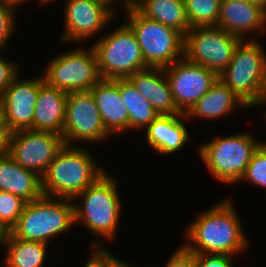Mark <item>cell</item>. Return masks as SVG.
Here are the masks:
<instances>
[{
  "instance_id": "cell-1",
  "label": "cell",
  "mask_w": 266,
  "mask_h": 267,
  "mask_svg": "<svg viewBox=\"0 0 266 267\" xmlns=\"http://www.w3.org/2000/svg\"><path fill=\"white\" fill-rule=\"evenodd\" d=\"M221 202L189 224L186 233L190 243L183 244L188 251L235 255L247 248L248 238L232 202L228 199Z\"/></svg>"
},
{
  "instance_id": "cell-2",
  "label": "cell",
  "mask_w": 266,
  "mask_h": 267,
  "mask_svg": "<svg viewBox=\"0 0 266 267\" xmlns=\"http://www.w3.org/2000/svg\"><path fill=\"white\" fill-rule=\"evenodd\" d=\"M85 148L64 145L42 177L43 195L74 199L105 172Z\"/></svg>"
},
{
  "instance_id": "cell-3",
  "label": "cell",
  "mask_w": 266,
  "mask_h": 267,
  "mask_svg": "<svg viewBox=\"0 0 266 267\" xmlns=\"http://www.w3.org/2000/svg\"><path fill=\"white\" fill-rule=\"evenodd\" d=\"M74 224L72 199L42 195L26 203L10 234L22 241L48 244L50 238L68 231Z\"/></svg>"
},
{
  "instance_id": "cell-4",
  "label": "cell",
  "mask_w": 266,
  "mask_h": 267,
  "mask_svg": "<svg viewBox=\"0 0 266 267\" xmlns=\"http://www.w3.org/2000/svg\"><path fill=\"white\" fill-rule=\"evenodd\" d=\"M258 39L241 40L229 65L218 75L248 106H258L266 92V54Z\"/></svg>"
},
{
  "instance_id": "cell-5",
  "label": "cell",
  "mask_w": 266,
  "mask_h": 267,
  "mask_svg": "<svg viewBox=\"0 0 266 267\" xmlns=\"http://www.w3.org/2000/svg\"><path fill=\"white\" fill-rule=\"evenodd\" d=\"M116 184L105 172L73 199H82V206L74 203L75 224L84 223L93 235L109 241L114 240L120 219L121 199Z\"/></svg>"
},
{
  "instance_id": "cell-6",
  "label": "cell",
  "mask_w": 266,
  "mask_h": 267,
  "mask_svg": "<svg viewBox=\"0 0 266 267\" xmlns=\"http://www.w3.org/2000/svg\"><path fill=\"white\" fill-rule=\"evenodd\" d=\"M263 142L248 133L220 137L201 145L199 155L216 180L225 184L241 182L249 162Z\"/></svg>"
},
{
  "instance_id": "cell-7",
  "label": "cell",
  "mask_w": 266,
  "mask_h": 267,
  "mask_svg": "<svg viewBox=\"0 0 266 267\" xmlns=\"http://www.w3.org/2000/svg\"><path fill=\"white\" fill-rule=\"evenodd\" d=\"M110 33V34H109ZM91 44L98 63L101 79H124L149 68L142 56L137 38L124 22L119 27Z\"/></svg>"
},
{
  "instance_id": "cell-8",
  "label": "cell",
  "mask_w": 266,
  "mask_h": 267,
  "mask_svg": "<svg viewBox=\"0 0 266 267\" xmlns=\"http://www.w3.org/2000/svg\"><path fill=\"white\" fill-rule=\"evenodd\" d=\"M128 21L149 67H167L183 58L184 36L177 30L144 17L134 7L125 8Z\"/></svg>"
},
{
  "instance_id": "cell-9",
  "label": "cell",
  "mask_w": 266,
  "mask_h": 267,
  "mask_svg": "<svg viewBox=\"0 0 266 267\" xmlns=\"http://www.w3.org/2000/svg\"><path fill=\"white\" fill-rule=\"evenodd\" d=\"M86 48L52 58L43 74L45 82L67 93L90 91L101 77L93 47Z\"/></svg>"
},
{
  "instance_id": "cell-10",
  "label": "cell",
  "mask_w": 266,
  "mask_h": 267,
  "mask_svg": "<svg viewBox=\"0 0 266 267\" xmlns=\"http://www.w3.org/2000/svg\"><path fill=\"white\" fill-rule=\"evenodd\" d=\"M241 41L217 26L194 27L184 36L183 57L219 75Z\"/></svg>"
},
{
  "instance_id": "cell-11",
  "label": "cell",
  "mask_w": 266,
  "mask_h": 267,
  "mask_svg": "<svg viewBox=\"0 0 266 267\" xmlns=\"http://www.w3.org/2000/svg\"><path fill=\"white\" fill-rule=\"evenodd\" d=\"M111 135L104 127L99 109L90 91L70 92L67 96L66 119L62 137L65 145L72 142H99Z\"/></svg>"
},
{
  "instance_id": "cell-12",
  "label": "cell",
  "mask_w": 266,
  "mask_h": 267,
  "mask_svg": "<svg viewBox=\"0 0 266 267\" xmlns=\"http://www.w3.org/2000/svg\"><path fill=\"white\" fill-rule=\"evenodd\" d=\"M65 145L62 135L25 129L12 132L9 155L23 168L41 178Z\"/></svg>"
},
{
  "instance_id": "cell-13",
  "label": "cell",
  "mask_w": 266,
  "mask_h": 267,
  "mask_svg": "<svg viewBox=\"0 0 266 267\" xmlns=\"http://www.w3.org/2000/svg\"><path fill=\"white\" fill-rule=\"evenodd\" d=\"M177 109L186 114L210 90L218 75L184 57L164 67Z\"/></svg>"
},
{
  "instance_id": "cell-14",
  "label": "cell",
  "mask_w": 266,
  "mask_h": 267,
  "mask_svg": "<svg viewBox=\"0 0 266 267\" xmlns=\"http://www.w3.org/2000/svg\"><path fill=\"white\" fill-rule=\"evenodd\" d=\"M61 40L84 41L104 30L114 18V10L98 0H67Z\"/></svg>"
},
{
  "instance_id": "cell-15",
  "label": "cell",
  "mask_w": 266,
  "mask_h": 267,
  "mask_svg": "<svg viewBox=\"0 0 266 267\" xmlns=\"http://www.w3.org/2000/svg\"><path fill=\"white\" fill-rule=\"evenodd\" d=\"M40 77L19 80L17 76L0 96L12 132L32 129Z\"/></svg>"
},
{
  "instance_id": "cell-16",
  "label": "cell",
  "mask_w": 266,
  "mask_h": 267,
  "mask_svg": "<svg viewBox=\"0 0 266 267\" xmlns=\"http://www.w3.org/2000/svg\"><path fill=\"white\" fill-rule=\"evenodd\" d=\"M217 27L245 40L246 34L264 30L266 13L248 0H221Z\"/></svg>"
},
{
  "instance_id": "cell-17",
  "label": "cell",
  "mask_w": 266,
  "mask_h": 267,
  "mask_svg": "<svg viewBox=\"0 0 266 267\" xmlns=\"http://www.w3.org/2000/svg\"><path fill=\"white\" fill-rule=\"evenodd\" d=\"M105 129L110 133L129 130V116L120 95V79H100L90 90Z\"/></svg>"
},
{
  "instance_id": "cell-18",
  "label": "cell",
  "mask_w": 266,
  "mask_h": 267,
  "mask_svg": "<svg viewBox=\"0 0 266 267\" xmlns=\"http://www.w3.org/2000/svg\"><path fill=\"white\" fill-rule=\"evenodd\" d=\"M127 79L158 113L181 114L173 100L164 68L149 67L133 73Z\"/></svg>"
},
{
  "instance_id": "cell-19",
  "label": "cell",
  "mask_w": 266,
  "mask_h": 267,
  "mask_svg": "<svg viewBox=\"0 0 266 267\" xmlns=\"http://www.w3.org/2000/svg\"><path fill=\"white\" fill-rule=\"evenodd\" d=\"M68 93L49 86L40 75V90L34 108L33 130L62 135Z\"/></svg>"
},
{
  "instance_id": "cell-20",
  "label": "cell",
  "mask_w": 266,
  "mask_h": 267,
  "mask_svg": "<svg viewBox=\"0 0 266 267\" xmlns=\"http://www.w3.org/2000/svg\"><path fill=\"white\" fill-rule=\"evenodd\" d=\"M183 119H188L184 113L160 114L146 127L147 143L159 153L172 154L179 151L190 139L187 128L181 121Z\"/></svg>"
},
{
  "instance_id": "cell-21",
  "label": "cell",
  "mask_w": 266,
  "mask_h": 267,
  "mask_svg": "<svg viewBox=\"0 0 266 267\" xmlns=\"http://www.w3.org/2000/svg\"><path fill=\"white\" fill-rule=\"evenodd\" d=\"M0 191L9 192L28 203L43 195L42 178L20 166L8 154L0 157Z\"/></svg>"
},
{
  "instance_id": "cell-22",
  "label": "cell",
  "mask_w": 266,
  "mask_h": 267,
  "mask_svg": "<svg viewBox=\"0 0 266 267\" xmlns=\"http://www.w3.org/2000/svg\"><path fill=\"white\" fill-rule=\"evenodd\" d=\"M248 107L227 85L219 78L186 113L187 118L199 117L218 119L232 112L236 107Z\"/></svg>"
},
{
  "instance_id": "cell-23",
  "label": "cell",
  "mask_w": 266,
  "mask_h": 267,
  "mask_svg": "<svg viewBox=\"0 0 266 267\" xmlns=\"http://www.w3.org/2000/svg\"><path fill=\"white\" fill-rule=\"evenodd\" d=\"M134 8L144 17L171 27L183 36L191 29L184 0H140Z\"/></svg>"
},
{
  "instance_id": "cell-24",
  "label": "cell",
  "mask_w": 266,
  "mask_h": 267,
  "mask_svg": "<svg viewBox=\"0 0 266 267\" xmlns=\"http://www.w3.org/2000/svg\"><path fill=\"white\" fill-rule=\"evenodd\" d=\"M47 245L42 242L22 241L10 234L3 243L8 249L4 264L6 267H41Z\"/></svg>"
},
{
  "instance_id": "cell-25",
  "label": "cell",
  "mask_w": 266,
  "mask_h": 267,
  "mask_svg": "<svg viewBox=\"0 0 266 267\" xmlns=\"http://www.w3.org/2000/svg\"><path fill=\"white\" fill-rule=\"evenodd\" d=\"M120 95L127 108L129 131L146 128L160 115L127 78L120 79Z\"/></svg>"
},
{
  "instance_id": "cell-26",
  "label": "cell",
  "mask_w": 266,
  "mask_h": 267,
  "mask_svg": "<svg viewBox=\"0 0 266 267\" xmlns=\"http://www.w3.org/2000/svg\"><path fill=\"white\" fill-rule=\"evenodd\" d=\"M191 28L217 26L221 0H184Z\"/></svg>"
},
{
  "instance_id": "cell-27",
  "label": "cell",
  "mask_w": 266,
  "mask_h": 267,
  "mask_svg": "<svg viewBox=\"0 0 266 267\" xmlns=\"http://www.w3.org/2000/svg\"><path fill=\"white\" fill-rule=\"evenodd\" d=\"M26 203L16 195L0 191V219L10 231L16 225Z\"/></svg>"
},
{
  "instance_id": "cell-28",
  "label": "cell",
  "mask_w": 266,
  "mask_h": 267,
  "mask_svg": "<svg viewBox=\"0 0 266 267\" xmlns=\"http://www.w3.org/2000/svg\"><path fill=\"white\" fill-rule=\"evenodd\" d=\"M241 180L266 188V145L262 143L254 152Z\"/></svg>"
},
{
  "instance_id": "cell-29",
  "label": "cell",
  "mask_w": 266,
  "mask_h": 267,
  "mask_svg": "<svg viewBox=\"0 0 266 267\" xmlns=\"http://www.w3.org/2000/svg\"><path fill=\"white\" fill-rule=\"evenodd\" d=\"M18 12L16 7L13 5L3 3L0 1V49H6V45L8 41L11 39L10 36L13 34L12 32L15 30L14 21L16 18L14 17ZM15 22V23H14Z\"/></svg>"
},
{
  "instance_id": "cell-30",
  "label": "cell",
  "mask_w": 266,
  "mask_h": 267,
  "mask_svg": "<svg viewBox=\"0 0 266 267\" xmlns=\"http://www.w3.org/2000/svg\"><path fill=\"white\" fill-rule=\"evenodd\" d=\"M195 262L196 267H233L232 255L195 253Z\"/></svg>"
},
{
  "instance_id": "cell-31",
  "label": "cell",
  "mask_w": 266,
  "mask_h": 267,
  "mask_svg": "<svg viewBox=\"0 0 266 267\" xmlns=\"http://www.w3.org/2000/svg\"><path fill=\"white\" fill-rule=\"evenodd\" d=\"M101 241L99 238L97 242H93L95 243L93 245L95 250L92 251L85 267H111V253L105 247H102Z\"/></svg>"
},
{
  "instance_id": "cell-32",
  "label": "cell",
  "mask_w": 266,
  "mask_h": 267,
  "mask_svg": "<svg viewBox=\"0 0 266 267\" xmlns=\"http://www.w3.org/2000/svg\"><path fill=\"white\" fill-rule=\"evenodd\" d=\"M18 74L17 65L0 56V96Z\"/></svg>"
},
{
  "instance_id": "cell-33",
  "label": "cell",
  "mask_w": 266,
  "mask_h": 267,
  "mask_svg": "<svg viewBox=\"0 0 266 267\" xmlns=\"http://www.w3.org/2000/svg\"><path fill=\"white\" fill-rule=\"evenodd\" d=\"M166 267H196L195 253L182 245L170 257Z\"/></svg>"
},
{
  "instance_id": "cell-34",
  "label": "cell",
  "mask_w": 266,
  "mask_h": 267,
  "mask_svg": "<svg viewBox=\"0 0 266 267\" xmlns=\"http://www.w3.org/2000/svg\"><path fill=\"white\" fill-rule=\"evenodd\" d=\"M11 135L10 128H0V157L9 154Z\"/></svg>"
},
{
  "instance_id": "cell-35",
  "label": "cell",
  "mask_w": 266,
  "mask_h": 267,
  "mask_svg": "<svg viewBox=\"0 0 266 267\" xmlns=\"http://www.w3.org/2000/svg\"><path fill=\"white\" fill-rule=\"evenodd\" d=\"M10 235V230L5 226V224L0 219V245H3L6 238Z\"/></svg>"
},
{
  "instance_id": "cell-36",
  "label": "cell",
  "mask_w": 266,
  "mask_h": 267,
  "mask_svg": "<svg viewBox=\"0 0 266 267\" xmlns=\"http://www.w3.org/2000/svg\"><path fill=\"white\" fill-rule=\"evenodd\" d=\"M0 128H9L3 103L0 99Z\"/></svg>"
},
{
  "instance_id": "cell-37",
  "label": "cell",
  "mask_w": 266,
  "mask_h": 267,
  "mask_svg": "<svg viewBox=\"0 0 266 267\" xmlns=\"http://www.w3.org/2000/svg\"><path fill=\"white\" fill-rule=\"evenodd\" d=\"M111 267H132V265H129V263L127 262H124V260H119L111 254Z\"/></svg>"
},
{
  "instance_id": "cell-38",
  "label": "cell",
  "mask_w": 266,
  "mask_h": 267,
  "mask_svg": "<svg viewBox=\"0 0 266 267\" xmlns=\"http://www.w3.org/2000/svg\"><path fill=\"white\" fill-rule=\"evenodd\" d=\"M140 0H123V7L128 8V7H134ZM116 0H114V5H115Z\"/></svg>"
},
{
  "instance_id": "cell-39",
  "label": "cell",
  "mask_w": 266,
  "mask_h": 267,
  "mask_svg": "<svg viewBox=\"0 0 266 267\" xmlns=\"http://www.w3.org/2000/svg\"><path fill=\"white\" fill-rule=\"evenodd\" d=\"M248 1L266 10V0H248Z\"/></svg>"
},
{
  "instance_id": "cell-40",
  "label": "cell",
  "mask_w": 266,
  "mask_h": 267,
  "mask_svg": "<svg viewBox=\"0 0 266 267\" xmlns=\"http://www.w3.org/2000/svg\"><path fill=\"white\" fill-rule=\"evenodd\" d=\"M0 1L3 3L13 5L14 7H17V5L23 3L26 0H0Z\"/></svg>"
},
{
  "instance_id": "cell-41",
  "label": "cell",
  "mask_w": 266,
  "mask_h": 267,
  "mask_svg": "<svg viewBox=\"0 0 266 267\" xmlns=\"http://www.w3.org/2000/svg\"><path fill=\"white\" fill-rule=\"evenodd\" d=\"M103 2L104 4L108 5L112 10L114 9L112 6L114 5V0H98ZM112 5V6H111Z\"/></svg>"
},
{
  "instance_id": "cell-42",
  "label": "cell",
  "mask_w": 266,
  "mask_h": 267,
  "mask_svg": "<svg viewBox=\"0 0 266 267\" xmlns=\"http://www.w3.org/2000/svg\"><path fill=\"white\" fill-rule=\"evenodd\" d=\"M262 104H265L266 105V92L262 96L261 102L259 103V105H262Z\"/></svg>"
},
{
  "instance_id": "cell-43",
  "label": "cell",
  "mask_w": 266,
  "mask_h": 267,
  "mask_svg": "<svg viewBox=\"0 0 266 267\" xmlns=\"http://www.w3.org/2000/svg\"><path fill=\"white\" fill-rule=\"evenodd\" d=\"M50 1L52 2L54 0H40V2H43V4L49 3Z\"/></svg>"
}]
</instances>
